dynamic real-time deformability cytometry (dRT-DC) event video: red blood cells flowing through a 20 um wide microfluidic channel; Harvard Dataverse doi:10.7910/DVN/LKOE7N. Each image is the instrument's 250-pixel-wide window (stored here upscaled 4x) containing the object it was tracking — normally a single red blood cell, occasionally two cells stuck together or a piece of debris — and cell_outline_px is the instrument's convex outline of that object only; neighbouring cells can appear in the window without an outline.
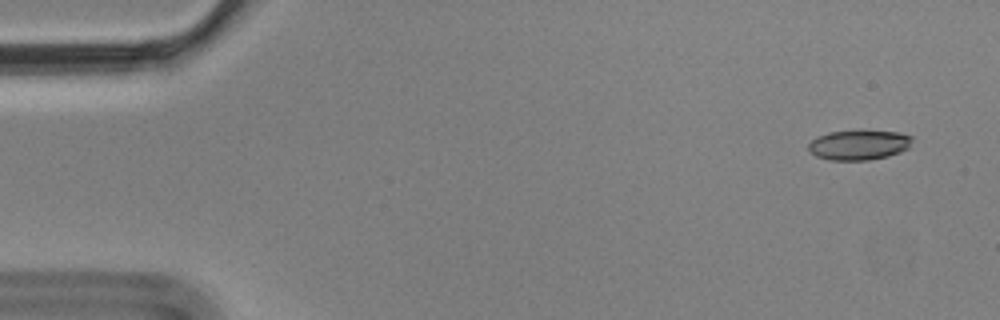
{"species": "Egyptian fruit bat (a non-hibernating species)", "species_latin": "Rousettus aegyptiacus", "temperature_condition": "cold", "stored_images_in_passage": 6, "camera_frame_rate_fps": 3000, "um_per_image_px": 0.085, "animal": {"sex": "male"}, "frame": {"image": 1, "passage_image": 1, "time_ms": 0.0, "image_size_px": [1000, 320], "cell_outline_px": [[912, 140], [908, 148], [900, 152], [888, 156], [868, 160], [828, 160], [816, 156], [808, 148], [808, 144], [816, 136], [828, 132], [900, 132], [912, 136]], "centroid_in_image_um": [72.99, 12.34], "position_along_channel_um": 12.0, "area_um2": 17.74}}
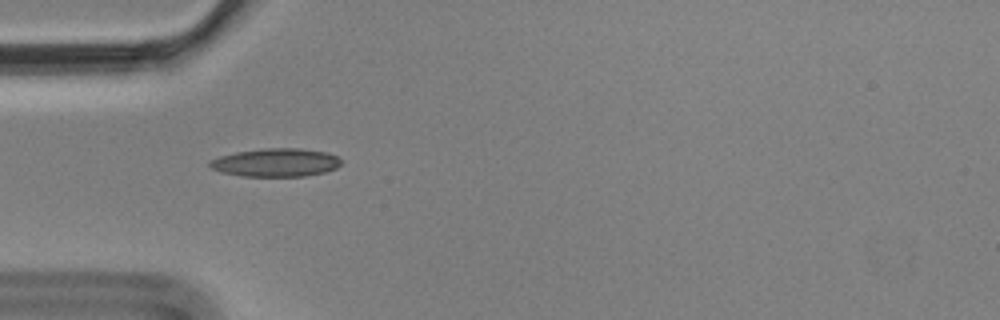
{"frame": {"image": 2, "passage_image": 5, "time_ms": 1.333, "image_size_px": [1000, 320], "cell_outline_px": [[344, 160], [336, 168], [324, 172], [304, 176], [244, 176], [220, 172], [212, 168], [208, 164], [208, 160], [220, 156], [236, 152], [264, 148], [300, 148], [324, 152], [336, 156]], "centroid_in_image_um": [23.43, 13.81], "position_along_channel_um": 61.6, "area_um2": 21.62}}